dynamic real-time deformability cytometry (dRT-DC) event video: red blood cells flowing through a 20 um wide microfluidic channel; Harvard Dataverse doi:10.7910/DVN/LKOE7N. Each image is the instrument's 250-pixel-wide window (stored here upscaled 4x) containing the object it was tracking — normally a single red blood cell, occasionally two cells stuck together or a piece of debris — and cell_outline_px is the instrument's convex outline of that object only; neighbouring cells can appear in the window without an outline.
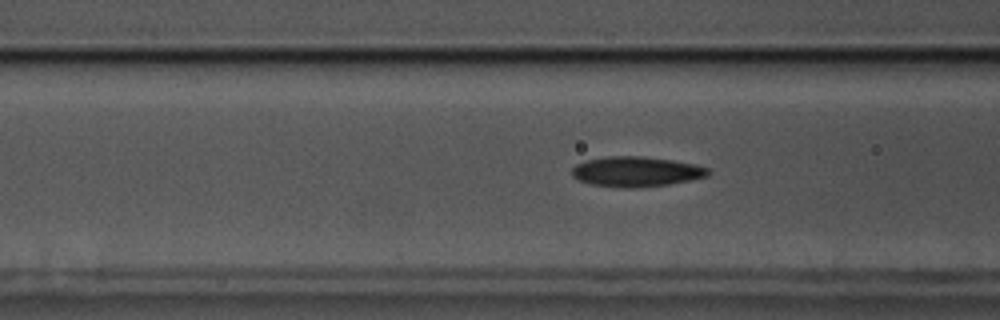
{"species": "common noctule bat (a hibernating species)", "species_latin": "Nyctalus noctula", "temperature_condition": "cold", "stored_images_in_passage": 56, "camera_frame_rate_fps": 3000, "um_per_image_px": 0.085, "animal": {"sex": "male", "body_mass_g": 17.5, "forearm_length_mm": 52.3}, "frame": {"image": 1, "passage_image": 21, "time_ms": 6.667, "image_size_px": [1000, 320], "cell_outline_px": [[708, 176], [668, 184], [636, 188], [624, 188], [592, 184], [580, 180], [572, 176], [572, 168], [576, 164], [588, 160], [608, 156], [640, 156], [672, 160], [696, 164], [708, 168]], "centroid_in_image_um": [54.07, 14.58], "position_along_channel_um": 112.5, "area_um2": 23.64}}
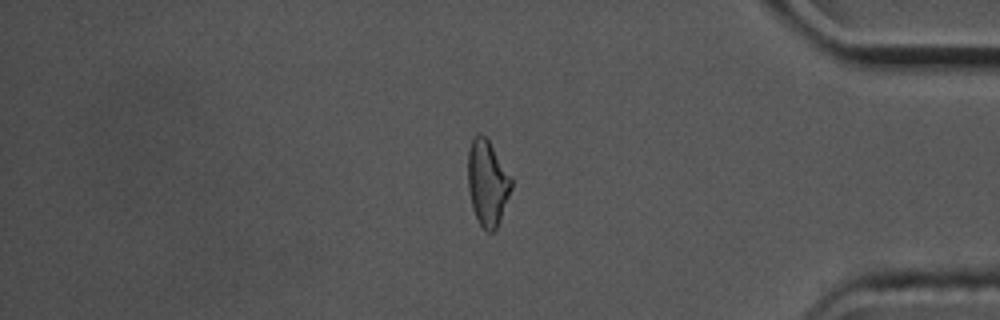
{"frame": {"image": 2, "passage_image": 47, "time_ms": 15.333, "image_size_px": [1000, 320], "cell_outline_px": [[512, 188], [500, 220], [496, 228], [492, 232], [488, 232], [480, 224], [472, 208], [468, 188], [468, 148], [472, 140], [480, 132], [488, 140], [512, 180]], "centroid_in_image_um": [41.41, 15.56], "position_along_channel_um": 393.8, "area_um2": 21.27}}
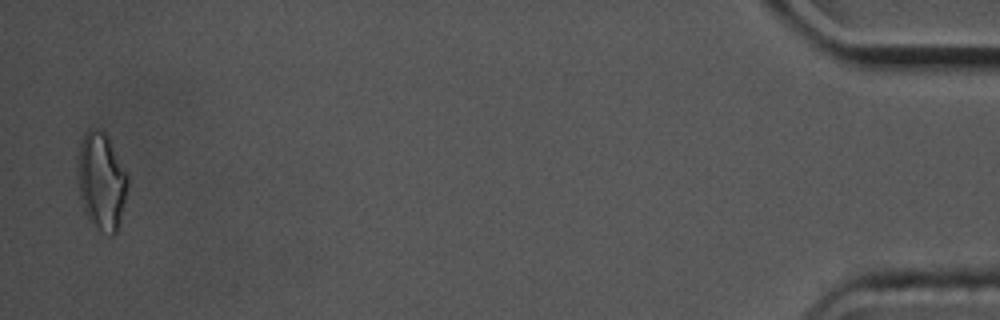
{"frame": {"image": 3, "passage_image": 55, "time_ms": 18.0, "image_size_px": [1000, 320], "cell_outline_px": [[128, 184], [120, 224], [116, 232], [112, 236], [108, 236], [88, 220], [84, 212], [80, 196], [80, 144], [84, 132], [88, 128], [96, 128], [104, 132], [128, 176]], "centroid_in_image_um": [8.65, 15.46], "position_along_channel_um": 426.6, "area_um2": 27.69}, "authors_computed_cell_mechanics": {"area_um2": 22.542, "velocity_mm_per_s": 3.5758, "shape_relaxation_time_tau1_ms": 3.741, "shape_relaxation_time_tau2_ms": 2.2505, "deformation_change_tau1": 0.124, "deformation_change_tau2": 0.0937}}